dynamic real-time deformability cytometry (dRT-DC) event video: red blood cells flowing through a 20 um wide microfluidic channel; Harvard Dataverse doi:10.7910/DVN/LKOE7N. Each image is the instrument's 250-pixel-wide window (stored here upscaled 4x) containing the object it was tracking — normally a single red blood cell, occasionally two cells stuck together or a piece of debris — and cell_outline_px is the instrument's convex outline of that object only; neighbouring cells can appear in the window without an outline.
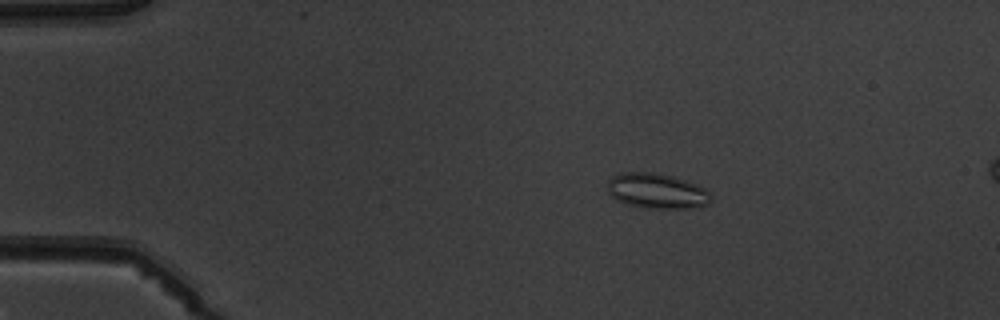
{"species": "common noctule bat (a hibernating species)", "species_latin": "Nyctalus noctula", "temperature_condition": "warm", "stored_images_in_passage": 6, "camera_frame_rate_fps": 3000, "um_per_image_px": 0.085, "animal": {"sex": "male", "body_mass_g": 19.5, "forearm_length_mm": 54.6}, "frame": {"image": 1, "passage_image": 3, "time_ms": 2.333, "image_size_px": [1000, 320], "cell_outline_px": [[712, 200], [708, 204], [688, 208], [640, 208], [616, 200], [608, 192], [608, 180], [612, 176], [620, 172], [652, 172], [672, 176], [684, 180], [704, 188], [712, 196]], "centroid_in_image_um": [55.8, 16.23], "position_along_channel_um": 29.2, "area_um2": 21.21}}
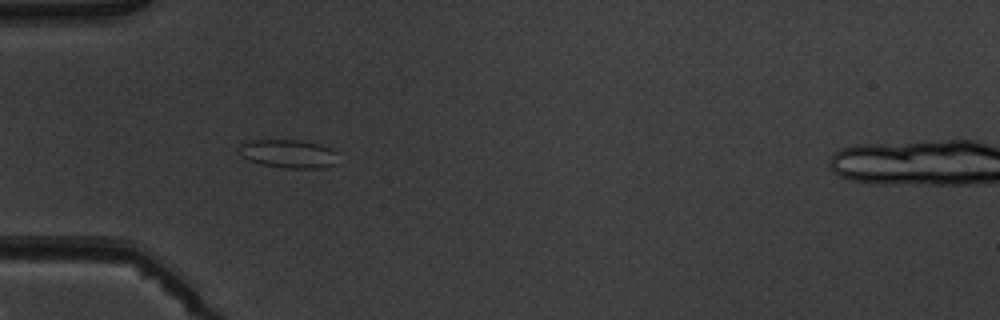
{"frame": {"image": 2, "passage_image": 5, "time_ms": 4.667, "image_size_px": [1000, 320], "cell_outline_px": [[336, 164], [320, 168], [284, 168], [260, 164], [248, 160], [240, 156], [240, 144], [248, 140], [300, 140], [320, 144], [332, 148], [336, 152]], "centroid_in_image_um": [24.51, 13.07], "position_along_channel_um": 60.5, "area_um2": 16.53}}
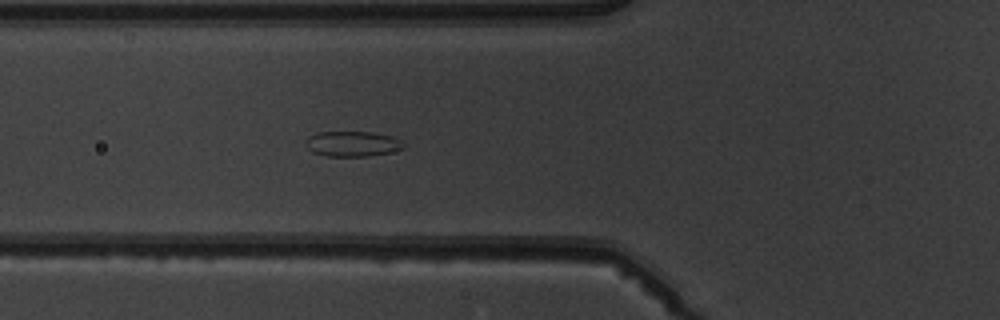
{"frame": {"image": 3, "passage_image": 6, "time_ms": 5.667, "image_size_px": [1000, 320], "cell_outline_px": [[404, 148], [388, 152], [368, 156], [328, 156], [312, 152], [304, 144], [304, 140], [308, 136], [316, 132], [372, 132], [392, 136], [400, 140], [404, 144]], "centroid_in_image_um": [29.9, 12.21], "position_along_channel_um": 95.9, "area_um2": 14.45}}